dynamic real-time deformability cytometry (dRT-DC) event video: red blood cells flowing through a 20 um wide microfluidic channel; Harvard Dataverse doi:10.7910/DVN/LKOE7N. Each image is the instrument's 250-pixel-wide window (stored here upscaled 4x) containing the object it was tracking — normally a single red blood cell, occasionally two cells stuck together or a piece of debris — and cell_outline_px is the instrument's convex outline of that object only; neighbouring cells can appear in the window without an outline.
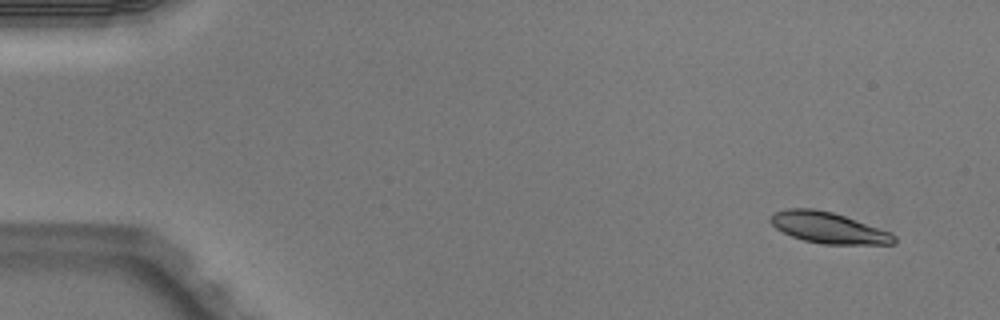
{"species": "Egyptian fruit bat (a non-hibernating species)", "species_latin": "Rousettus aegyptiacus", "temperature_condition": "warm", "stored_images_in_passage": 4, "camera_frame_rate_fps": 3000, "um_per_image_px": 0.085, "animal": {"sex": "male"}, "frame": {"image": 1, "passage_image": 1, "time_ms": 0.0, "image_size_px": [1000, 320], "cell_outline_px": [[896, 244], [824, 244], [804, 240], [792, 236], [776, 228], [768, 220], [776, 212], [788, 208], [812, 208], [832, 212], [892, 232], [896, 236]], "centroid_in_image_um": [70.45, 19.36], "position_along_channel_um": 14.6, "area_um2": 22.2}}
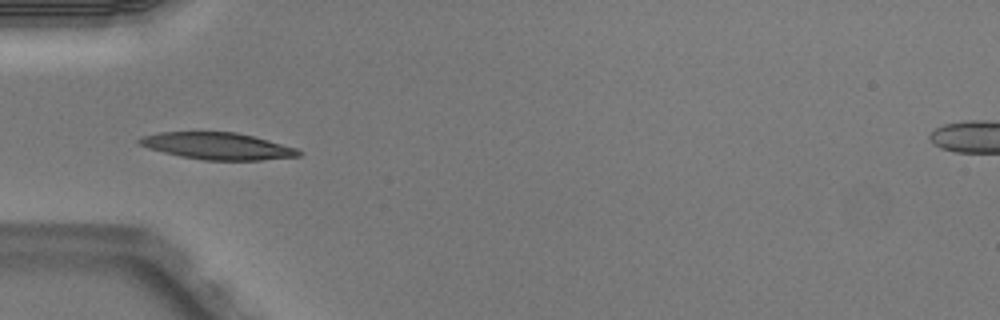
{"frame": {"image": 2, "passage_image": 4, "time_ms": 1.0, "image_size_px": [1000, 320], "cell_outline_px": [[304, 152], [300, 156], [260, 160], [204, 160], [180, 156], [148, 148], [136, 144], [136, 140], [144, 136], [160, 132], [236, 132], [252, 136], [296, 148]], "centroid_in_image_um": [18.46, 12.42], "position_along_channel_um": 66.5, "area_um2": 24.8}}